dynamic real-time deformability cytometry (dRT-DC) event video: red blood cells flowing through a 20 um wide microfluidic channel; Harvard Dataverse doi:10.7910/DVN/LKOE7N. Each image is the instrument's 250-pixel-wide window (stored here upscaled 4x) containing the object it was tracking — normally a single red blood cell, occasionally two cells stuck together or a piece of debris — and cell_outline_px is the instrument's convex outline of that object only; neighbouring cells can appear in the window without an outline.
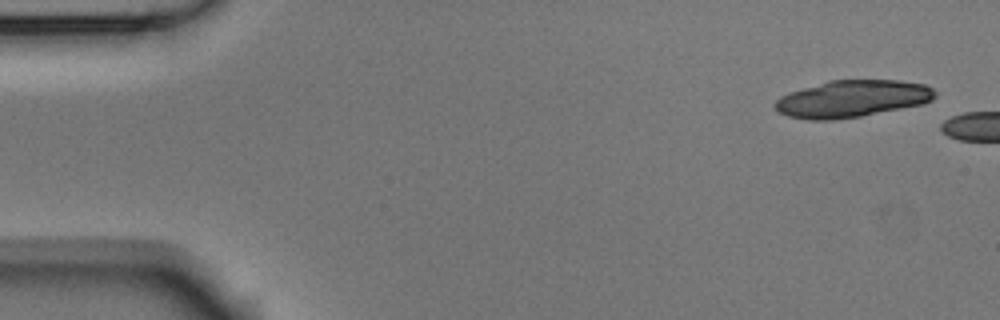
{"species": "Egyptian fruit bat (a non-hibernating species)", "species_latin": "Rousettus aegyptiacus", "temperature_condition": "room temperature", "stored_images_in_passage": 2, "camera_frame_rate_fps": 3000, "um_per_image_px": 0.085, "animal": {"sex": "male"}, "frame": {"image": 1, "passage_image": 1, "time_ms": 0.0, "image_size_px": [1000, 320], "cell_outline_px": [[936, 96], [932, 100], [924, 104], [860, 116], [832, 120], [808, 120], [788, 116], [780, 112], [772, 104], [780, 96], [788, 92], [828, 80], [900, 80], [924, 84], [932, 88], [936, 92]], "centroid_in_image_um": [72.42, 8.39], "position_along_channel_um": 12.6, "area_um2": 34.68}}